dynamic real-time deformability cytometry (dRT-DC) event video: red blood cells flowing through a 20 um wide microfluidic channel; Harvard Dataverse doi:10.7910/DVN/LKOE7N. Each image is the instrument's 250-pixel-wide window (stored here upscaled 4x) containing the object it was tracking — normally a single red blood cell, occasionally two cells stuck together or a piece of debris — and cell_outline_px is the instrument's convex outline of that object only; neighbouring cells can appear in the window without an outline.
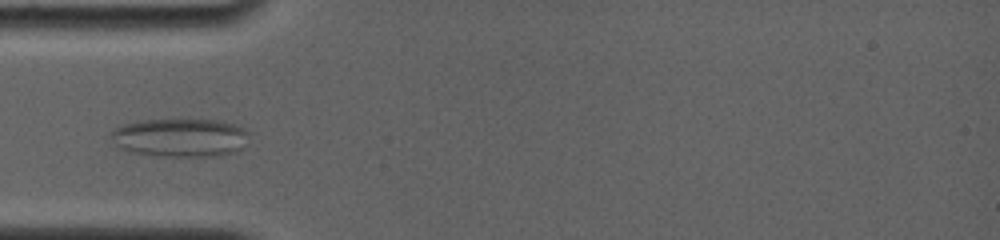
{"species": "common noctule bat (a hibernating species)", "species_latin": "Nyctalus noctula", "temperature_condition": "room temperature", "stored_images_in_passage": 5, "camera_frame_rate_fps": 4000, "um_per_image_px": 0.085, "animal": {"sex": "female", "body_mass_g": 19.0, "forearm_length_mm": 56.7}, "frame": {"image": 1, "passage_image": 2, "time_ms": 0.75, "image_size_px": [1000, 240], "cell_outline_px": [[248, 132], [240, 148], [232, 152], [216, 156], [156, 156], [136, 152], [120, 148], [108, 136], [108, 132], [124, 124], [140, 120], [216, 120], [232, 124], [244, 128]], "centroid_in_image_um": [15.24, 11.69], "position_along_channel_um": 69.8, "area_um2": 30.52}}
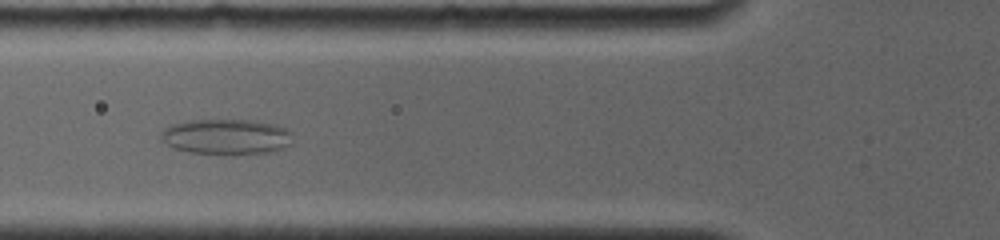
{"frame": {"image": 2, "passage_image": 3, "time_ms": 1.75, "image_size_px": [1000, 240], "cell_outline_px": [[292, 144], [276, 152], [232, 156], [188, 152], [172, 148], [160, 140], [160, 132], [164, 128], [172, 124], [192, 120], [252, 120], [276, 124], [288, 128], [292, 132]], "centroid_in_image_um": [19.28, 11.65], "position_along_channel_um": 106.5, "area_um2": 28.32}}
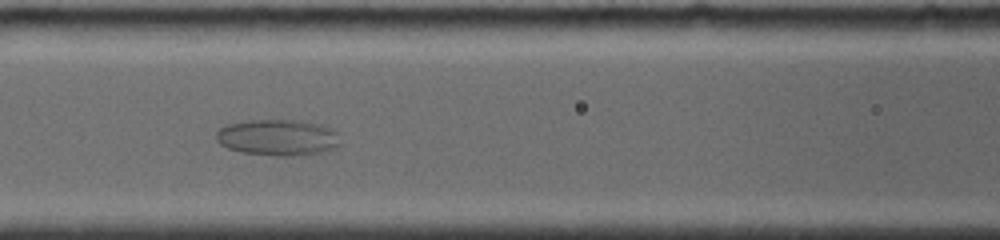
{"frame": {"image": 3, "passage_image": 4, "time_ms": 2.75, "image_size_px": [1000, 240], "cell_outline_px": [[340, 144], [336, 148], [328, 152], [284, 156], [276, 156], [240, 152], [228, 148], [220, 144], [216, 140], [216, 132], [220, 128], [228, 124], [248, 120], [300, 120], [332, 128], [336, 132]], "centroid_in_image_um": [23.61, 11.69], "position_along_channel_um": 143.0, "area_um2": 26.3}}